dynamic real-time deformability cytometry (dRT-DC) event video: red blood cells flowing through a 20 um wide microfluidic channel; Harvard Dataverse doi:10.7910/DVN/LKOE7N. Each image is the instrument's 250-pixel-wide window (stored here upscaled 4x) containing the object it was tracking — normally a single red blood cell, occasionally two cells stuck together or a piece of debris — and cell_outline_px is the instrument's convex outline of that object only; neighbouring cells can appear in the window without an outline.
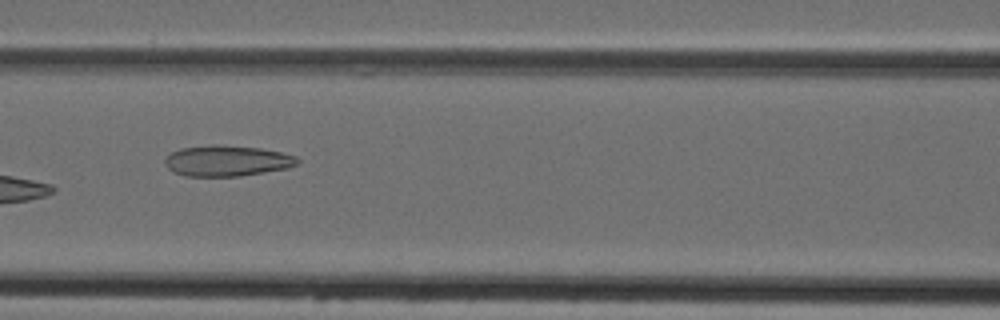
{"species": "Egyptian fruit bat (a non-hibernating species)", "species_latin": "Rousettus aegyptiacus", "temperature_condition": "cold", "stored_images_in_passage": 6, "camera_frame_rate_fps": 3000, "um_per_image_px": 0.085, "animal": {"sex": "female"}, "frame": {"image": 1, "passage_image": 6, "time_ms": 5.667, "image_size_px": [1000, 320], "cell_outline_px": [[300, 164], [288, 168], [240, 176], [184, 176], [172, 172], [164, 164], [164, 160], [172, 152], [180, 148], [212, 144], [216, 144], [260, 148], [280, 152], [296, 156], [300, 160]], "centroid_in_image_um": [19.29, 13.67], "position_along_channel_um": 147.3, "area_um2": 23.99}}